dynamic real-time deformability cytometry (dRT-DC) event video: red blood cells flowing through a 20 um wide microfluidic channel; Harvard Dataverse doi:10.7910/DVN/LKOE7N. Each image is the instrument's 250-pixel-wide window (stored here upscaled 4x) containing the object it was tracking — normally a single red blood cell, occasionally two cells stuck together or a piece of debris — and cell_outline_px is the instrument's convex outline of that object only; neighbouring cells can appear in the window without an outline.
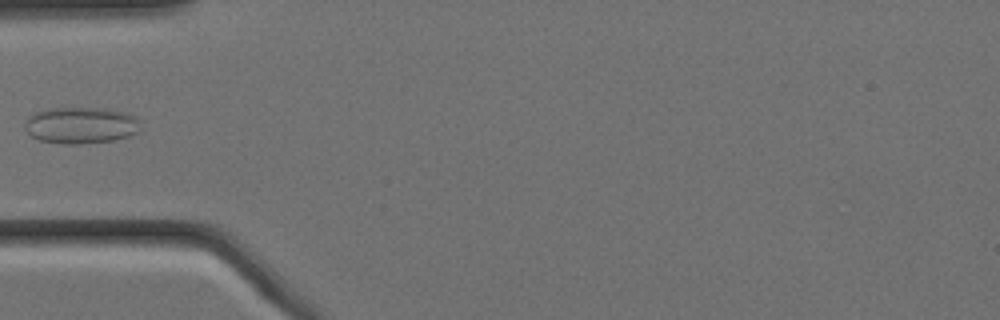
{"species": "Egyptian fruit bat (a non-hibernating species)", "species_latin": "Rousettus aegyptiacus", "temperature_condition": "cold", "stored_images_in_passage": 5, "camera_frame_rate_fps": 3000, "um_per_image_px": 0.085, "animal": {"sex": "female"}, "frame": {"image": 1, "passage_image": 5, "time_ms": 1.333, "image_size_px": [1000, 320], "cell_outline_px": [[140, 120], [136, 132], [128, 136], [112, 140], [80, 144], [64, 144], [40, 140], [32, 136], [24, 128], [24, 124], [28, 116], [44, 108], [104, 108], [124, 112], [136, 116]], "centroid_in_image_um": [6.84, 10.64], "position_along_channel_um": 78.2, "area_um2": 24.62}}